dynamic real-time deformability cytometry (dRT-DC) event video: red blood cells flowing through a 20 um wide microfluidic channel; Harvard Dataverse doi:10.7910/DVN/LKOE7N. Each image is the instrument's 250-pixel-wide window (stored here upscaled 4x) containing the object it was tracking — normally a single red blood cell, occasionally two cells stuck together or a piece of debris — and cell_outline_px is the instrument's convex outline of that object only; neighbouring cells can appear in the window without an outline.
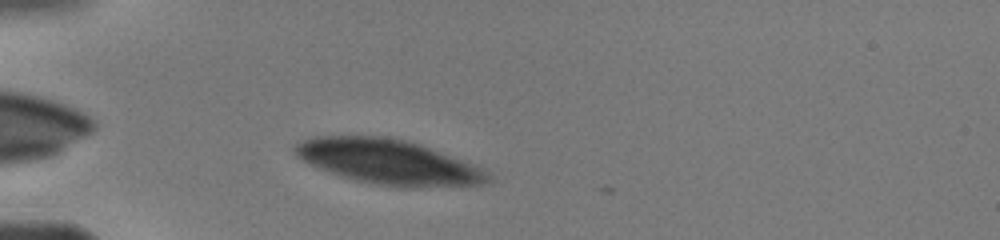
{"species": "human", "species_latin": "Homo sapiens", "temperature_condition": "warm", "stored_images_in_passage": 22, "camera_frame_rate_fps": 3000, "um_per_image_px": 0.085, "donor": {"sex": "male"}, "frame": {"image": 1, "passage_image": 7, "time_ms": 1.0, "image_size_px": [1000, 240], "cell_outline_px": [[492, 180], [484, 184], [416, 188], [400, 188], [376, 184], [356, 180], [340, 176], [312, 164], [296, 156], [292, 148], [292, 144], [312, 136], [380, 136], [408, 140], [420, 144], [460, 160], [492, 176]], "centroid_in_image_um": [32.95, 13.76], "position_along_channel_um": 52.1, "area_um2": 50.0}}
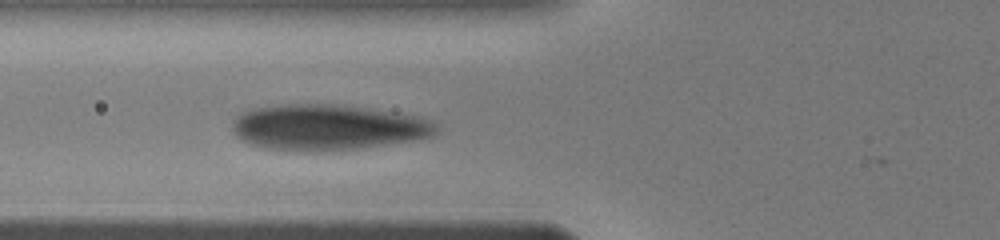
{"frame": {"image": 2, "passage_image": 19, "time_ms": 2.667, "image_size_px": [1000, 240], "cell_outline_px": [[436, 132], [432, 136], [412, 140], [356, 148], [272, 148], [252, 144], [244, 140], [236, 132], [232, 124], [232, 120], [236, 116], [252, 108], [280, 104], [332, 104], [364, 108], [392, 112], [416, 116], [428, 120], [436, 124]], "centroid_in_image_um": [27.85, 10.76], "position_along_channel_um": 98.0, "area_um2": 52.08}}